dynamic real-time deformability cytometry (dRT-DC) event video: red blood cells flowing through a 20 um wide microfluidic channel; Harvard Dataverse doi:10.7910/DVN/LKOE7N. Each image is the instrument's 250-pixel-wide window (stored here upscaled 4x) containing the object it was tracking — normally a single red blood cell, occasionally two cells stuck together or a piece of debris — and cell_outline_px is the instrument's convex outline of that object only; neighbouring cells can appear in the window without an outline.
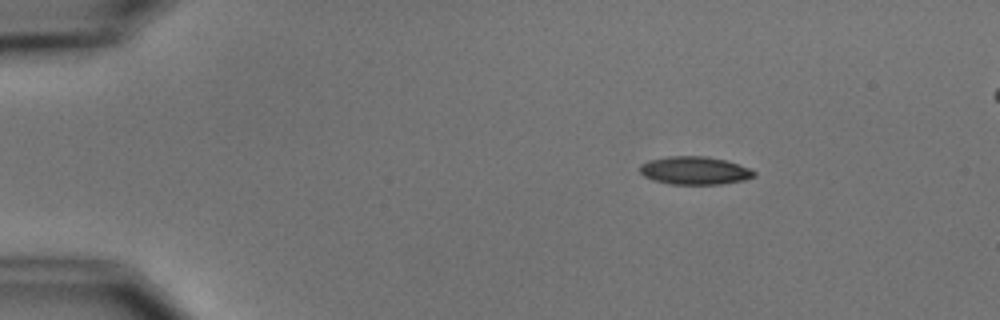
{"species": "common noctule bat (a hibernating species)", "species_latin": "Nyctalus noctula", "temperature_condition": "cold", "stored_images_in_passage": 8, "camera_frame_rate_fps": 3000, "um_per_image_px": 0.085, "animal": {"sex": "male", "body_mass_g": 15.6}, "frame": {"image": 1, "passage_image": 2, "time_ms": 1.333, "image_size_px": [1000, 320], "cell_outline_px": [[756, 176], [744, 180], [720, 184], [672, 184], [656, 180], [644, 176], [640, 172], [640, 164], [648, 160], [668, 156], [704, 156], [724, 160], [748, 168], [756, 172]], "centroid_in_image_um": [59.03, 14.49], "position_along_channel_um": 26.0, "area_um2": 18.44}}
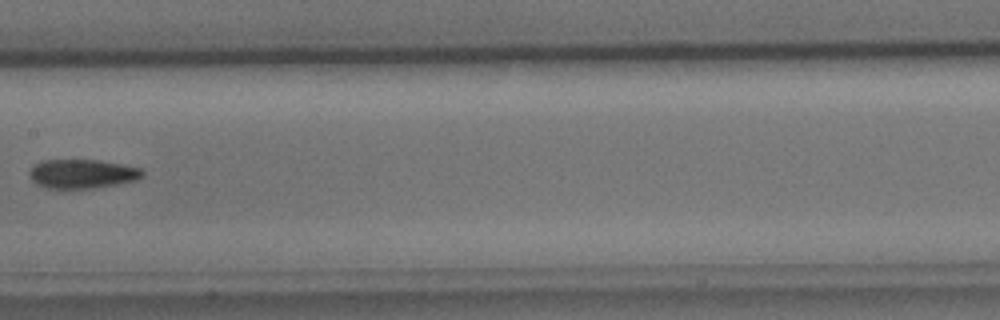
{"frame": {"image": 2, "passage_image": 7, "time_ms": 8.0, "image_size_px": [1000, 320], "cell_outline_px": [[144, 176], [136, 180], [116, 184], [92, 188], [48, 188], [36, 184], [28, 176], [28, 172], [32, 164], [40, 160], [100, 160], [140, 168], [144, 172]], "centroid_in_image_um": [6.93, 14.76], "position_along_channel_um": 200.5, "area_um2": 19.25}}
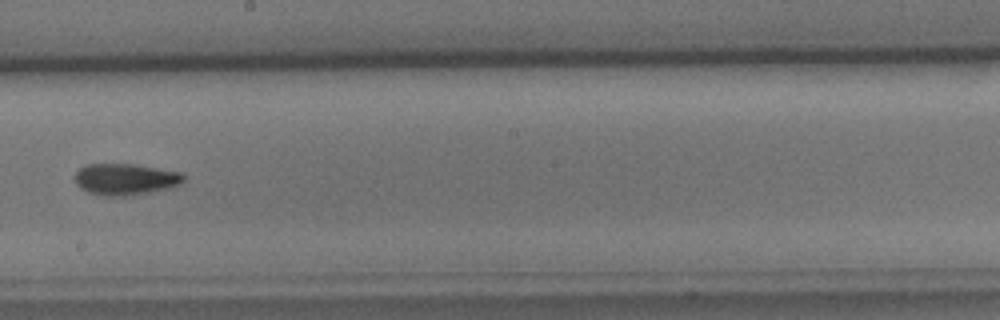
{"frame": {"image": 3, "passage_image": 8, "time_ms": 9.0, "image_size_px": [1000, 320], "cell_outline_px": [[184, 180], [180, 184], [172, 188], [124, 196], [104, 196], [88, 192], [80, 188], [76, 184], [72, 176], [80, 168], [88, 164], [136, 164], [180, 172], [184, 176]], "centroid_in_image_um": [10.63, 15.23], "position_along_channel_um": 237.6, "area_um2": 20.06}}